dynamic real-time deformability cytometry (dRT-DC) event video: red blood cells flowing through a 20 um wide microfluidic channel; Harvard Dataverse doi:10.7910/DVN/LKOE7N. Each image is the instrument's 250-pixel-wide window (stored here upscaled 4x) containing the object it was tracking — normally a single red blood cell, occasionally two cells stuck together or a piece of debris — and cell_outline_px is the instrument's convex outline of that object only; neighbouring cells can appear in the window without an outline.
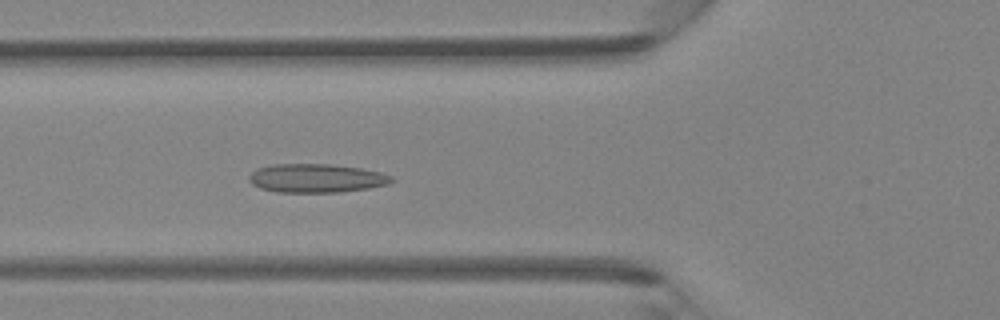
{"species": "Egyptian fruit bat (a non-hibernating species)", "species_latin": "Rousettus aegyptiacus", "temperature_condition": "room temperature", "stored_images_in_passage": 39, "camera_frame_rate_fps": 3000, "um_per_image_px": 0.085, "animal": {"sex": "female"}, "frame": {"image": 1, "passage_image": 10, "time_ms": 3.0, "image_size_px": [1000, 320], "cell_outline_px": [[396, 180], [388, 184], [368, 188], [340, 192], [276, 192], [260, 188], [252, 184], [248, 180], [248, 176], [256, 168], [272, 164], [332, 164], [360, 168], [380, 172], [392, 176]], "centroid_in_image_um": [26.87, 15.14], "position_along_channel_um": 98.9, "area_um2": 23.99}}
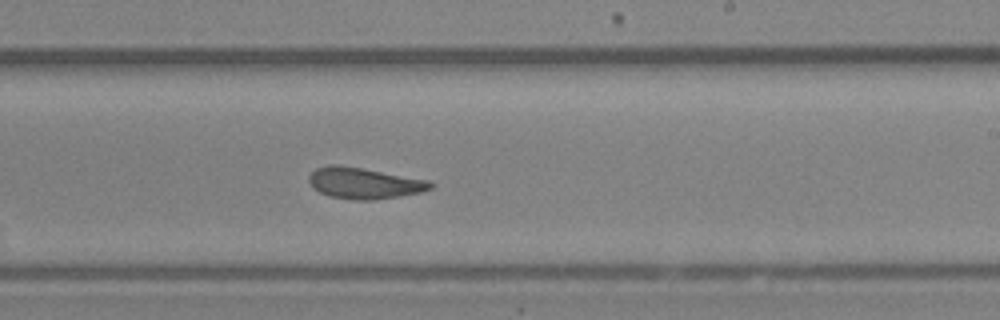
{"frame": {"image": 2, "passage_image": 21, "time_ms": 6.667, "image_size_px": [1000, 320], "cell_outline_px": [[436, 184], [432, 188], [420, 192], [400, 196], [372, 200], [352, 200], [328, 196], [312, 188], [308, 180], [308, 176], [316, 168], [328, 164], [340, 164], [428, 180]], "centroid_in_image_um": [30.92, 15.56], "position_along_channel_um": 258.1, "area_um2": 22.25}}
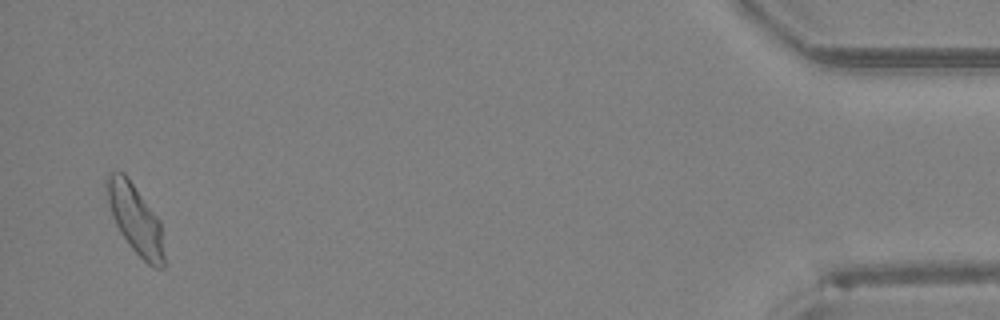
{"frame": {"image": 3, "passage_image": 38, "time_ms": 12.333, "image_size_px": [1000, 320], "cell_outline_px": [[164, 268], [152, 268], [132, 248], [120, 232], [112, 216], [104, 184], [108, 172], [124, 172], [160, 220], [164, 256]], "centroid_in_image_um": [11.49, 18.61], "position_along_channel_um": 423.7, "area_um2": 22.95}}